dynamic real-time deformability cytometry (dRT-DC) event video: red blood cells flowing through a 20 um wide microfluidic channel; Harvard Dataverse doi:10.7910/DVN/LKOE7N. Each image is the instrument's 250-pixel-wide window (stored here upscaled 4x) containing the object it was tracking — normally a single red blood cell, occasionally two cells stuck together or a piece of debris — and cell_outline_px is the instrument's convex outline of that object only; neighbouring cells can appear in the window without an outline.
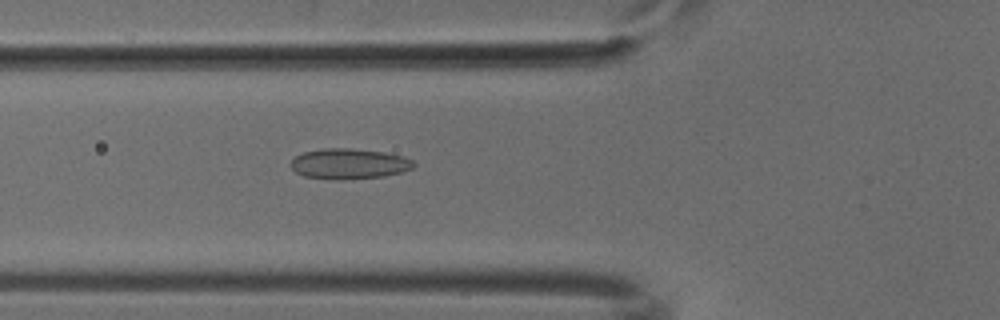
{"species": "common noctule bat (a hibernating species)", "species_latin": "Nyctalus noctula", "temperature_condition": "cold", "stored_images_in_passage": 52, "camera_frame_rate_fps": 3000, "um_per_image_px": 0.085, "animal": {"sex": "male", "body_mass_g": 18.8}, "frame": {"image": 1, "passage_image": 19, "time_ms": 6.0, "image_size_px": [1000, 320], "cell_outline_px": [[416, 164], [412, 168], [404, 172], [384, 176], [340, 180], [332, 180], [304, 176], [296, 172], [288, 164], [296, 156], [304, 152], [324, 148], [352, 148], [384, 152], [400, 156], [412, 160]], "centroid_in_image_um": [29.65, 13.93], "position_along_channel_um": 96.1, "area_um2": 21.91}}
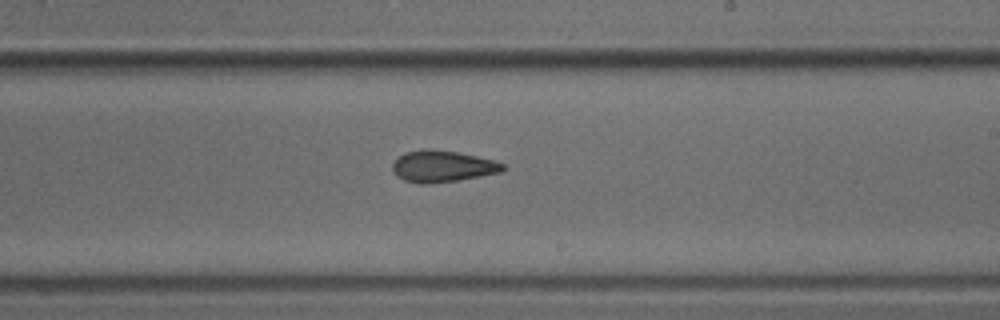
{"frame": {"image": 2, "passage_image": 31, "time_ms": 10.0, "image_size_px": [1000, 320], "cell_outline_px": [[504, 168], [500, 172], [460, 180], [428, 184], [420, 184], [404, 180], [396, 176], [392, 168], [392, 164], [404, 152], [424, 148], [428, 148], [456, 152], [476, 156], [492, 160], [504, 164]], "centroid_in_image_um": [37.56, 14.14], "position_along_channel_um": 251.4, "area_um2": 20.23}}
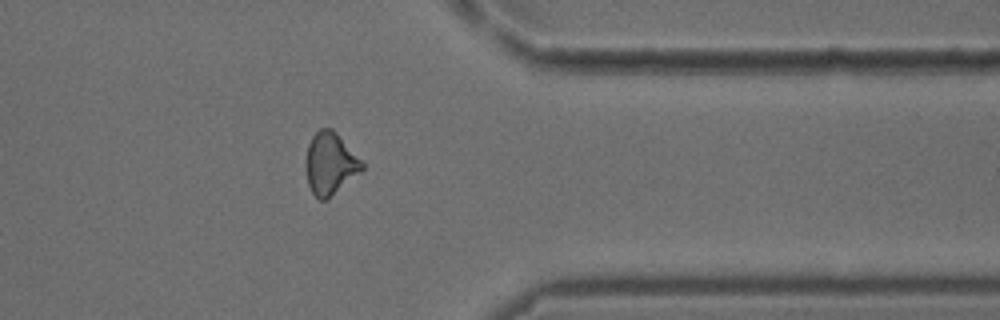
{"frame": {"image": 3, "passage_image": 42, "time_ms": 13.667, "image_size_px": [1000, 320], "cell_outline_px": [[364, 168], [360, 172], [328, 200], [320, 200], [312, 192], [308, 184], [304, 168], [304, 160], [308, 144], [312, 136], [320, 128], [332, 128], [336, 132], [364, 164]], "centroid_in_image_um": [28.02, 13.92], "position_along_channel_um": 383.4, "area_um2": 20.46}}